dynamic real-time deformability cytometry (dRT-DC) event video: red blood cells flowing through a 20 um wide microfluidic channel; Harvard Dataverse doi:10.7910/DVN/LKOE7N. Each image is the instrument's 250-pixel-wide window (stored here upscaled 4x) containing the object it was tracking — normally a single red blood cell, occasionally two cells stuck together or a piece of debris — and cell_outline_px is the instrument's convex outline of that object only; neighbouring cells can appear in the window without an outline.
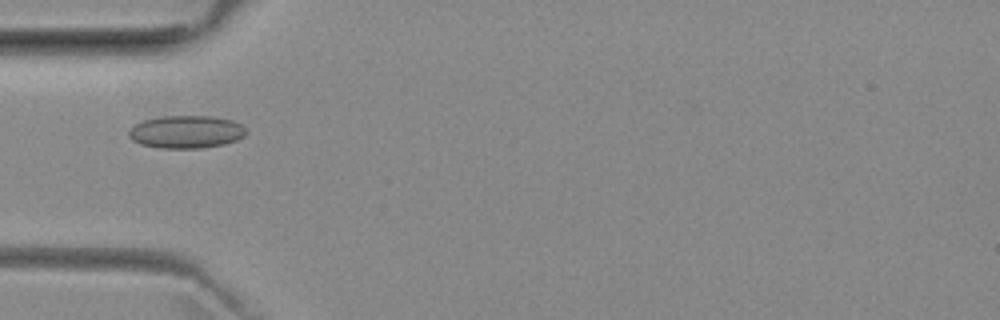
{"species": "common noctule bat (a hibernating species)", "species_latin": "Nyctalus noctula", "temperature_condition": "room temperature", "stored_images_in_passage": 53, "camera_frame_rate_fps": 3000, "um_per_image_px": 0.085, "animal": {"sex": "female", "body_mass_g": 29.2, "forearm_length_mm": 56.3}, "frame": {"image": 1, "passage_image": 17, "time_ms": 5.333, "image_size_px": [1000, 320], "cell_outline_px": [[248, 132], [244, 136], [236, 140], [224, 144], [200, 148], [160, 148], [140, 144], [132, 140], [128, 136], [128, 132], [136, 124], [144, 120], [164, 116], [212, 116], [232, 120], [240, 124]], "centroid_in_image_um": [15.83, 11.21], "position_along_channel_um": 69.2, "area_um2": 22.31}}
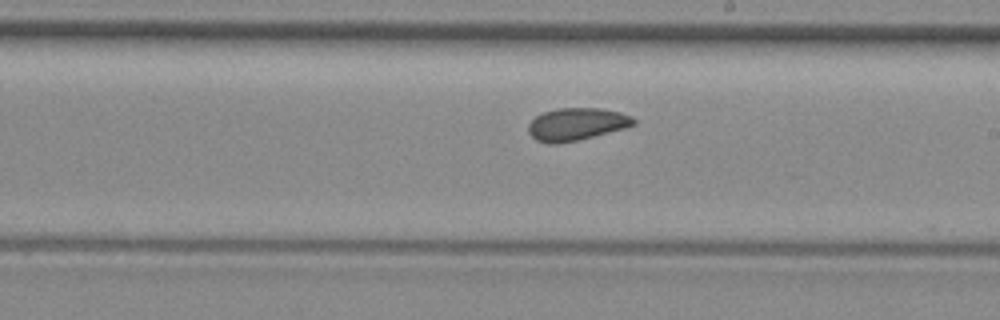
{"frame": {"image": 2, "passage_image": 30, "time_ms": 9.667, "image_size_px": [1000, 320], "cell_outline_px": [[636, 124], [624, 128], [576, 140], [556, 144], [548, 144], [536, 140], [528, 132], [528, 124], [536, 116], [544, 112], [556, 108], [600, 108], [620, 112], [632, 116], [636, 120]], "centroid_in_image_um": [48.99, 10.54], "position_along_channel_um": 240.0, "area_um2": 19.83}}
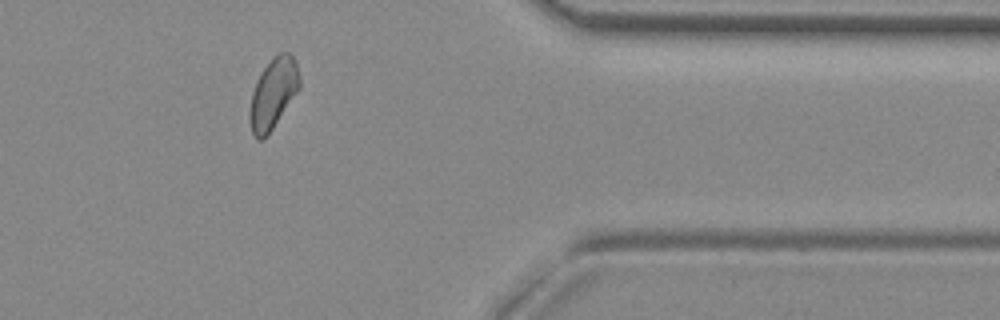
{"frame": {"image": 3, "passage_image": 43, "time_ms": 14.0, "image_size_px": [1000, 320], "cell_outline_px": [[300, 88], [272, 128], [260, 140], [256, 140], [252, 132], [248, 116], [252, 92], [256, 80], [260, 72], [280, 52], [288, 52], [292, 56], [296, 64], [300, 80]], "centroid_in_image_um": [23.2, 7.95], "position_along_channel_um": 388.2, "area_um2": 20.0}, "authors_computed_cell_mechanics": {"area_um2": 20.4034, "velocity_mm_per_s": 3.9408, "shape_relaxation_time_tau1_ms": null, "shape_relaxation_time_tau2_ms": 3.4602, "deformation_change_tau1": null, "deformation_change_tau2": 0.0597}}